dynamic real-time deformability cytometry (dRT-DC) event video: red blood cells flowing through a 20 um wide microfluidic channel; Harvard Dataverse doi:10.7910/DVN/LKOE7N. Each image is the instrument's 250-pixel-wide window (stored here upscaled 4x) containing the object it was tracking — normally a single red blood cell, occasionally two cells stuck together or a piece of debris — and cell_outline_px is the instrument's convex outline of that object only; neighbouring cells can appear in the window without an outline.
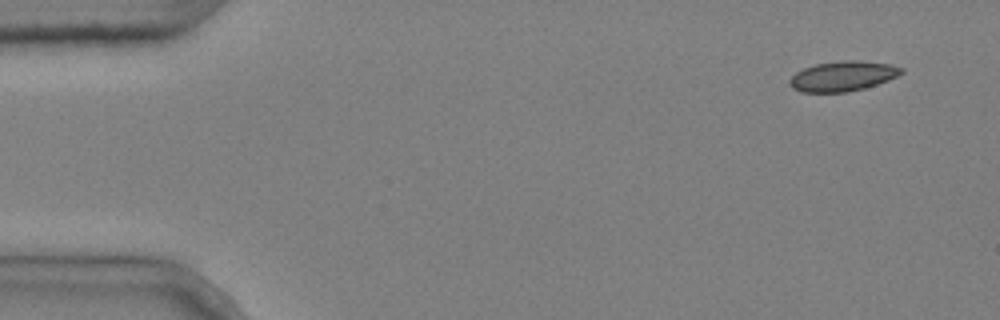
{"species": "common noctule bat (a hibernating species)", "species_latin": "Nyctalus noctula", "temperature_condition": "cold", "stored_images_in_passage": 4, "camera_frame_rate_fps": 3000, "um_per_image_px": 0.085, "animal": {"sex": "male", "body_mass_g": 20.4}, "frame": {"image": 1, "passage_image": 1, "time_ms": 0.0, "image_size_px": [1000, 320], "cell_outline_px": [[904, 72], [888, 80], [864, 88], [848, 92], [800, 92], [792, 88], [788, 84], [788, 80], [796, 72], [804, 68], [816, 64], [844, 60], [860, 60], [892, 64], [904, 68]], "centroid_in_image_um": [71.63, 6.47], "position_along_channel_um": 13.4, "area_um2": 19.65}}
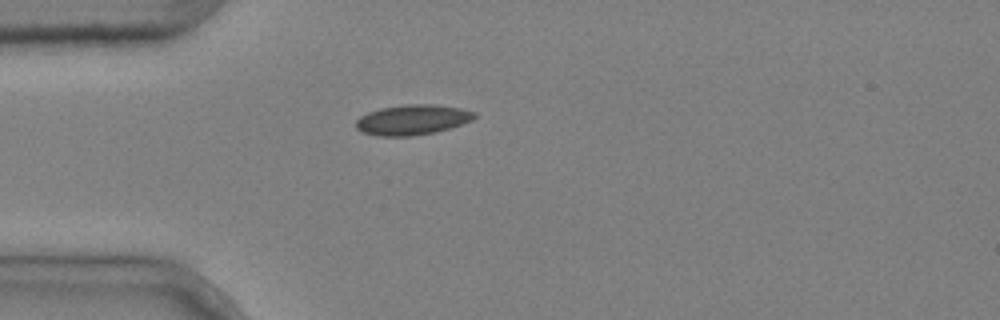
{"frame": {"image": 2, "passage_image": 4, "time_ms": 1.0, "image_size_px": [1000, 320], "cell_outline_px": [[476, 116], [472, 120], [436, 132], [412, 136], [376, 136], [364, 132], [356, 128], [356, 120], [360, 116], [368, 112], [380, 108], [404, 104], [436, 104], [460, 108], [476, 112]], "centroid_in_image_um": [35.04, 10.17], "position_along_channel_um": 50.0, "area_um2": 20.87}}